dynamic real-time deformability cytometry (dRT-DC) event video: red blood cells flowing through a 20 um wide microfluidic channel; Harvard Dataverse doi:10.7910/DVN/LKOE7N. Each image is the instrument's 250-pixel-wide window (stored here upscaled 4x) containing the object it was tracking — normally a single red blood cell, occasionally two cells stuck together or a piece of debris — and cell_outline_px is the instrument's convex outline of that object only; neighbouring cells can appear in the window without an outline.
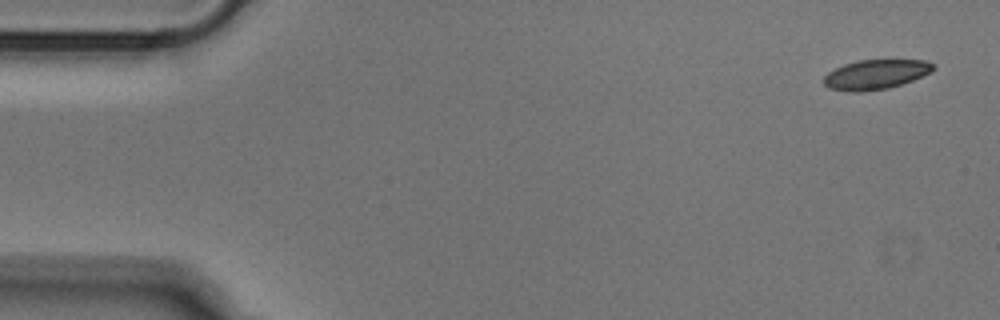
{"species": "Egyptian fruit bat (a non-hibernating species)", "species_latin": "Rousettus aegyptiacus", "temperature_condition": "cold", "stored_images_in_passage": 8, "camera_frame_rate_fps": 3000, "um_per_image_px": 0.085, "animal": {"sex": "male"}, "frame": {"image": 1, "passage_image": 1, "time_ms": 0.0, "image_size_px": [1000, 320], "cell_outline_px": [[936, 68], [932, 72], [912, 80], [888, 88], [860, 92], [848, 92], [828, 88], [824, 84], [824, 76], [828, 72], [844, 64], [860, 60], [924, 60], [932, 64]], "centroid_in_image_um": [74.42, 6.33], "position_along_channel_um": 10.6, "area_um2": 18.84}}